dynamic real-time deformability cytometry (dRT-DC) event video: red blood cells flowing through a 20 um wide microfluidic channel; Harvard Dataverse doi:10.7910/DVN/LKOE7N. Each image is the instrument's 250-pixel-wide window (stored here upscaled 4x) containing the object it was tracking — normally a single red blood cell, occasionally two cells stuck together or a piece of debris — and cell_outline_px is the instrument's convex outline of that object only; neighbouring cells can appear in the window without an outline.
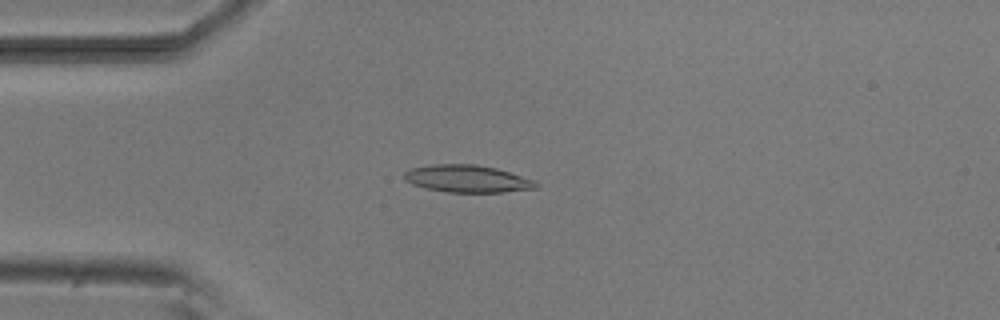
{"species": "common noctule bat (a hibernating species)", "species_latin": "Nyctalus noctula", "temperature_condition": "room temperature", "stored_images_in_passage": 4, "camera_frame_rate_fps": 3000, "um_per_image_px": 0.085, "animal": {"sex": "male", "body_mass_g": 20.5, "forearm_length_mm": 52.5}, "frame": {"image": 1, "passage_image": 4, "time_ms": 3.333, "image_size_px": [1000, 320], "cell_outline_px": [[540, 188], [504, 192], [448, 192], [428, 188], [412, 184], [404, 180], [404, 172], [412, 168], [432, 164], [476, 164], [496, 168], [536, 180], [540, 184]], "centroid_in_image_um": [39.78, 15.19], "position_along_channel_um": 45.2, "area_um2": 21.1}}